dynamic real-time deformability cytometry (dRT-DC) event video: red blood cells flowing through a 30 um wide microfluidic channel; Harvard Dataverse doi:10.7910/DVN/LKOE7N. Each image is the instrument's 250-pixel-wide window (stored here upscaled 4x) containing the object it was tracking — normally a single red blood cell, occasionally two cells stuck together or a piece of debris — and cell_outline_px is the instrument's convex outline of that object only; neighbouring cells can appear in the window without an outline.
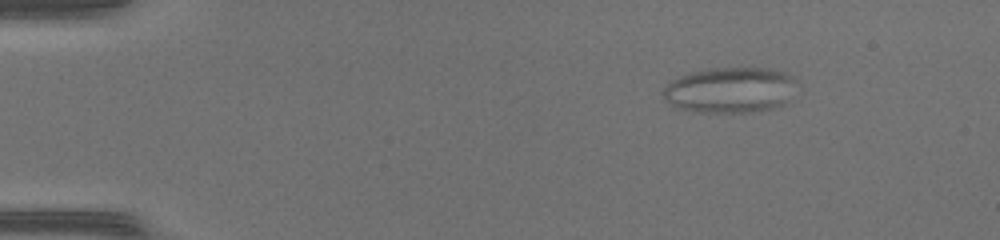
{"species": "common noctule bat (a hibernating species)", "species_latin": "Nyctalus noctula", "temperature_condition": "warm", "stored_images_in_passage": 42, "camera_frame_rate_fps": 3000, "um_per_image_px": 0.085, "animal": {"sex": "female", "body_mass_g": 17.0, "forearm_length_mm": 48.0}, "frame": {"image": 1, "passage_image": 1, "time_ms": 0.0, "image_size_px": [1000, 240], "cell_outline_px": [[800, 84], [784, 104], [772, 108], [748, 112], [696, 112], [676, 108], [668, 104], [664, 100], [664, 88], [672, 80], [680, 76], [692, 72], [712, 68], [768, 68], [784, 72], [792, 76]], "centroid_in_image_um": [62.08, 7.65], "position_along_channel_um": 22.9, "area_um2": 35.78}}
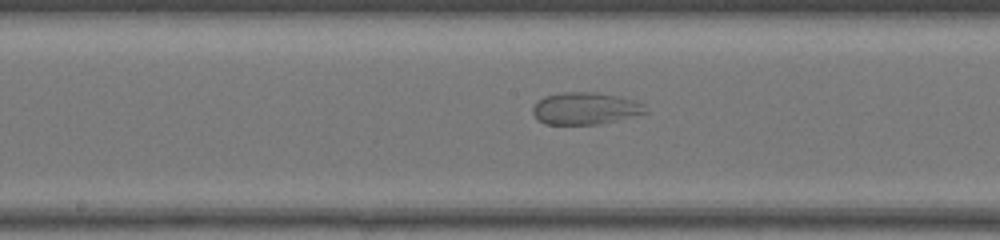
{"frame": {"image": 2, "passage_image": 20, "time_ms": 6.333, "image_size_px": [1000, 240], "cell_outline_px": [[648, 112], [600, 124], [544, 124], [532, 112], [532, 108], [544, 96], [564, 92], [596, 92], [616, 96], [632, 100], [640, 104]], "centroid_in_image_um": [49.7, 9.22], "position_along_channel_um": 198.5, "area_um2": 20.58}}
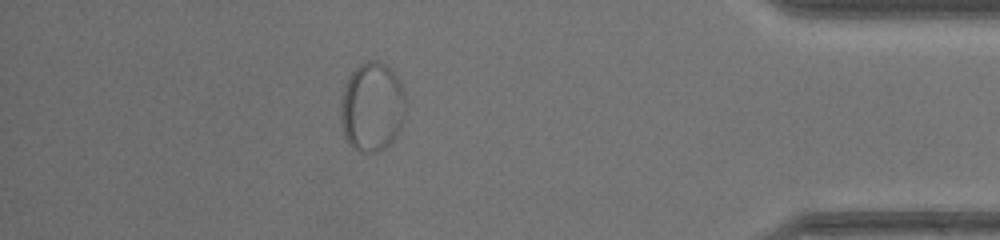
{"frame": {"image": 3, "passage_image": 37, "time_ms": 12.0, "image_size_px": [1000, 240], "cell_outline_px": [[404, 120], [396, 136], [384, 148], [376, 152], [360, 152], [348, 144], [344, 136], [340, 120], [340, 108], [344, 84], [348, 76], [360, 64], [368, 60], [380, 60], [392, 68], [400, 80], [404, 92]], "centroid_in_image_um": [31.61, 9.06], "position_along_channel_um": 403.6, "area_um2": 34.28}}